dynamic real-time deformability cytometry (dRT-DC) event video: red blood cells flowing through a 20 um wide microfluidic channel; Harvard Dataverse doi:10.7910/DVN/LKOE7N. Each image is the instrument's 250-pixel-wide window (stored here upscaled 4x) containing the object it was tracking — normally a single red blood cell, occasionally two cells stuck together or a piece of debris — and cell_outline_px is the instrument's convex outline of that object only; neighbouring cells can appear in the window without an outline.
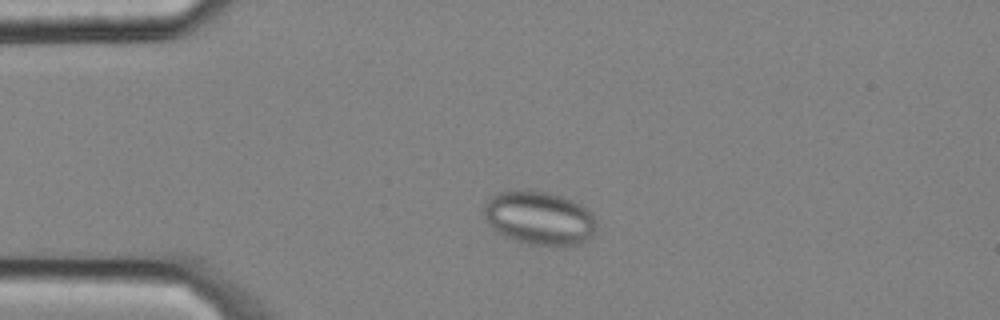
{"species": "common noctule bat (a hibernating species)", "species_latin": "Nyctalus noctula", "temperature_condition": "cold", "stored_images_in_passage": 2, "camera_frame_rate_fps": 3000, "um_per_image_px": 0.085, "animal": {"sex": "male", "body_mass_g": 20.4}, "frame": {"image": 1, "passage_image": 1, "time_ms": 0.0, "image_size_px": [1000, 320], "cell_outline_px": [[596, 228], [588, 240], [576, 244], [528, 244], [504, 236], [496, 232], [488, 224], [484, 216], [484, 204], [492, 196], [500, 192], [548, 192], [572, 200], [588, 208], [592, 212], [596, 220]], "centroid_in_image_um": [45.85, 18.54], "position_along_channel_um": 39.2, "area_um2": 34.56}}